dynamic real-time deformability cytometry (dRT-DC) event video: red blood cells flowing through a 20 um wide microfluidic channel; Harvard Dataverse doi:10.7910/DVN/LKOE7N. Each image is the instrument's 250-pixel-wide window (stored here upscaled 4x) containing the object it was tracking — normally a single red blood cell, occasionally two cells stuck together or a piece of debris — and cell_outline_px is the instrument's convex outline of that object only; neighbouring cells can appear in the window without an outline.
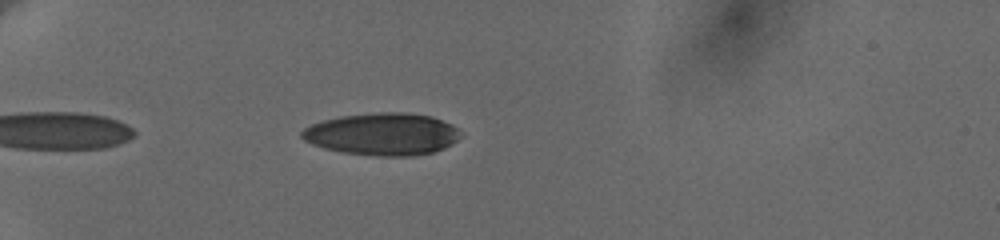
{"species": "human", "species_latin": "Homo sapiens", "temperature_condition": "cold", "stored_images_in_passage": 52, "camera_frame_rate_fps": 3000, "um_per_image_px": 0.085, "donor": {"sex": "female"}, "frame": {"image": 1, "passage_image": 7, "time_ms": 1.333, "image_size_px": [1000, 240], "cell_outline_px": [[456, 140], [452, 144], [444, 148], [432, 152], [408, 156], [376, 156], [344, 152], [324, 148], [312, 144], [304, 140], [300, 136], [300, 132], [304, 128], [312, 124], [324, 120], [340, 116], [376, 112], [404, 112], [432, 116], [452, 124], [456, 128]], "centroid_in_image_um": [32.46, 11.39], "position_along_channel_um": 52.5, "area_um2": 38.84}}
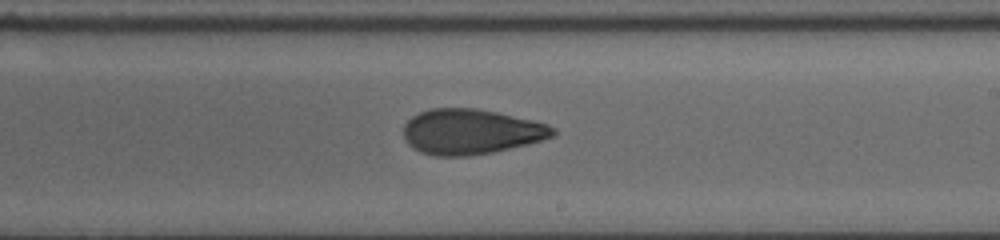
{"frame": {"image": 2, "passage_image": 35, "time_ms": 7.667, "image_size_px": [1000, 240], "cell_outline_px": [[556, 136], [528, 144], [492, 152], [468, 156], [436, 156], [420, 152], [412, 148], [408, 144], [404, 136], [404, 124], [412, 116], [428, 108], [476, 108], [496, 112], [532, 120], [548, 124], [556, 128]], "centroid_in_image_um": [40.03, 11.19], "position_along_channel_um": 249.0, "area_um2": 39.54}}
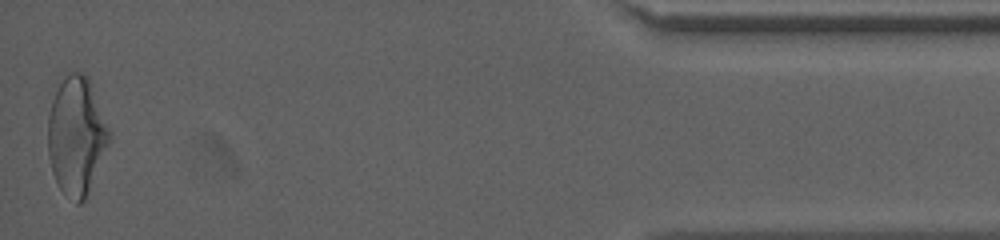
{"frame": {"image": 3, "passage_image": 52, "time_ms": 14.333, "image_size_px": [1000, 240], "cell_outline_px": [[112, 136], [88, 192], [84, 200], [80, 204], [76, 204], [56, 184], [52, 172], [48, 156], [48, 116], [52, 100], [60, 84], [68, 72], [84, 72], [88, 76], [112, 132]], "centroid_in_image_um": [6.51, 11.53], "position_along_channel_um": 428.7, "area_um2": 42.31}, "authors_computed_cell_mechanics": {"area_um2": 39.9976, "velocity_mm_per_s": 3.6758, "shape_relaxation_time_tau1_ms": 5.1535, "shape_relaxation_time_tau2_ms": 1.9109, "deformation_change_tau1": 0.1728, "deformation_change_tau2": 0.0845}}